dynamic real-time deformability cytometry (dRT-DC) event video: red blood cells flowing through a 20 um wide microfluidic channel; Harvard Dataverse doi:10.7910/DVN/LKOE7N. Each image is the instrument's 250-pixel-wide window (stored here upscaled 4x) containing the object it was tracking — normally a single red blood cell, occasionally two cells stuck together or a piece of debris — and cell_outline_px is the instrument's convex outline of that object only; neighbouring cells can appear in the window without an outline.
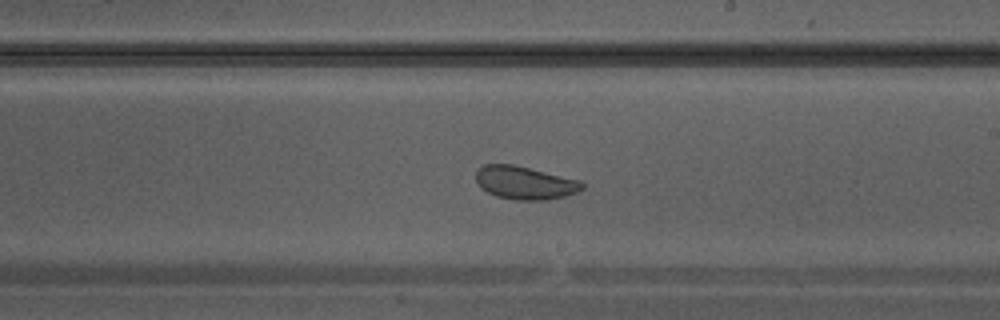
{"species": "Egyptian fruit bat (a non-hibernating species)", "species_latin": "Rousettus aegyptiacus", "temperature_condition": "warm", "stored_images_in_passage": 33, "camera_frame_rate_fps": 3000, "um_per_image_px": 0.085, "animal": {"sex": "male"}, "frame": {"image": 1, "passage_image": 19, "time_ms": 6.0, "image_size_px": [1000, 320], "cell_outline_px": [[584, 188], [576, 192], [564, 196], [548, 200], [516, 200], [496, 196], [480, 188], [476, 180], [476, 172], [484, 164], [512, 164], [580, 180], [584, 184]], "centroid_in_image_um": [44.6, 15.54], "position_along_channel_um": 244.4, "area_um2": 20.4}}